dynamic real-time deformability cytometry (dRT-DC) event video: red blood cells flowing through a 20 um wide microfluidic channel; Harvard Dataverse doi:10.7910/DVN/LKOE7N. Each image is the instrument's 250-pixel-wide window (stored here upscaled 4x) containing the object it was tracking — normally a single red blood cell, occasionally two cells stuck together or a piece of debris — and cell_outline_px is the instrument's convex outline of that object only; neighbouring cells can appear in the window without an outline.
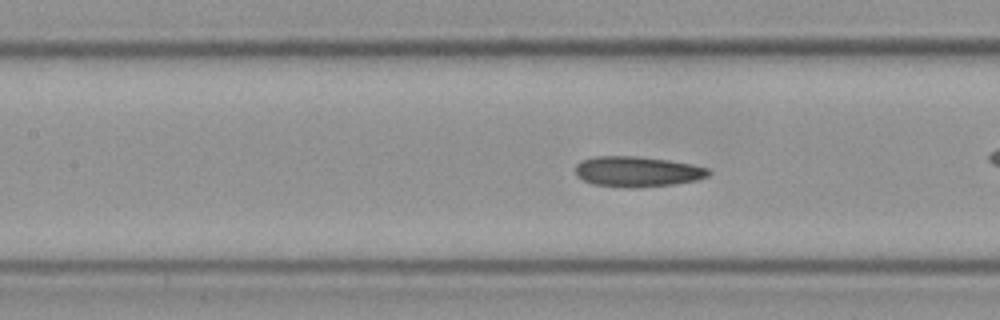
{"species": "Egyptian fruit bat (a non-hibernating species)", "species_latin": "Rousettus aegyptiacus", "temperature_condition": "cold", "stored_images_in_passage": 57, "camera_frame_rate_fps": 3000, "um_per_image_px": 0.085, "frame": {"image": 1, "passage_image": 25, "time_ms": 8.0, "image_size_px": [1000, 320], "cell_outline_px": [[712, 172], [708, 176], [696, 180], [672, 184], [640, 188], [620, 188], [592, 184], [576, 176], [576, 164], [580, 160], [592, 156], [636, 156], [668, 160], [692, 164], [708, 168]], "centroid_in_image_um": [54.14, 14.59], "position_along_channel_um": 153.3, "area_um2": 23.93}}
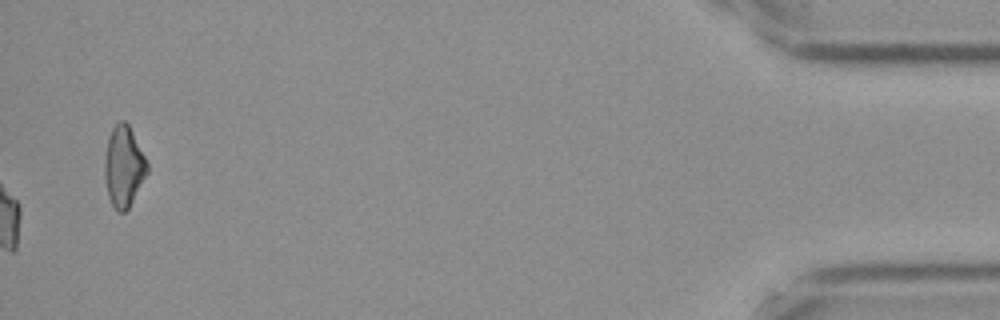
{"frame": {"image": 2, "passage_image": 57, "time_ms": 18.667, "image_size_px": [1000, 320], "cell_outline_px": [[148, 172], [128, 208], [124, 212], [120, 212], [112, 204], [108, 196], [104, 176], [104, 160], [108, 136], [112, 128], [120, 120], [124, 120], [128, 124], [148, 164]], "centroid_in_image_um": [10.49, 14.13], "position_along_channel_um": 424.7, "area_um2": 19.77}, "authors_computed_cell_mechanics": {"area_um2": 23.2934, "velocity_mm_per_s": 3.5883, "shape_relaxation_time_tau1_ms": 7.2725, "shape_relaxation_time_tau2_ms": 2.5054, "deformation_change_tau1": 0.127, "deformation_change_tau2": 0.0794}}